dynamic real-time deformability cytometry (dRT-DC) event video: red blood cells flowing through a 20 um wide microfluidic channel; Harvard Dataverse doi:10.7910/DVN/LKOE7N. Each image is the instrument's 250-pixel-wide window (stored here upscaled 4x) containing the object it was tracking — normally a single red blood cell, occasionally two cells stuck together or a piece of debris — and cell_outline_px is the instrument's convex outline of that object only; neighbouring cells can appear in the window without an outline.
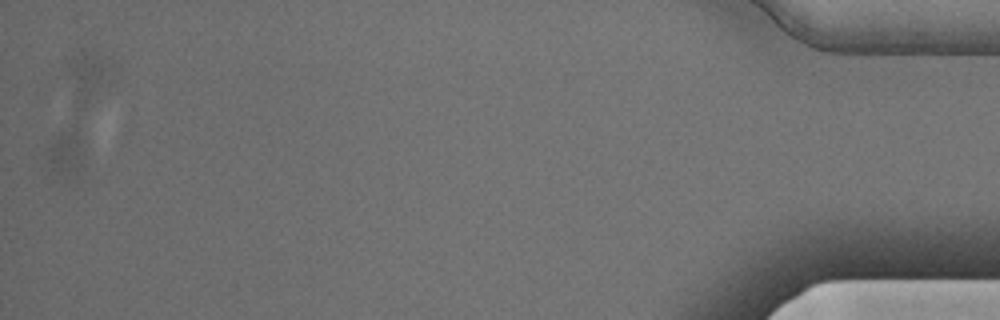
{"species": "Egyptian fruit bat (a non-hibernating species)", "species_latin": "Rousettus aegyptiacus", "temperature_condition": "cold", "stored_images_in_passage": 17, "camera_frame_rate_fps": 3000, "um_per_image_px": 0.085, "animal": {"sex": "male"}, "frame": {"image": 1, "passage_image": 17, "time_ms": 5.333, "image_size_px": [1000, 320], "cell_outline_px": [[84, 164], [80, 180], [76, 180], [56, 172], [52, 168], [48, 160], [48, 144], [60, 132], [76, 120], [80, 140]], "centroid_in_image_um": [5.7, 12.99], "position_along_channel_um": 429.5, "area_um2": 10.58}}